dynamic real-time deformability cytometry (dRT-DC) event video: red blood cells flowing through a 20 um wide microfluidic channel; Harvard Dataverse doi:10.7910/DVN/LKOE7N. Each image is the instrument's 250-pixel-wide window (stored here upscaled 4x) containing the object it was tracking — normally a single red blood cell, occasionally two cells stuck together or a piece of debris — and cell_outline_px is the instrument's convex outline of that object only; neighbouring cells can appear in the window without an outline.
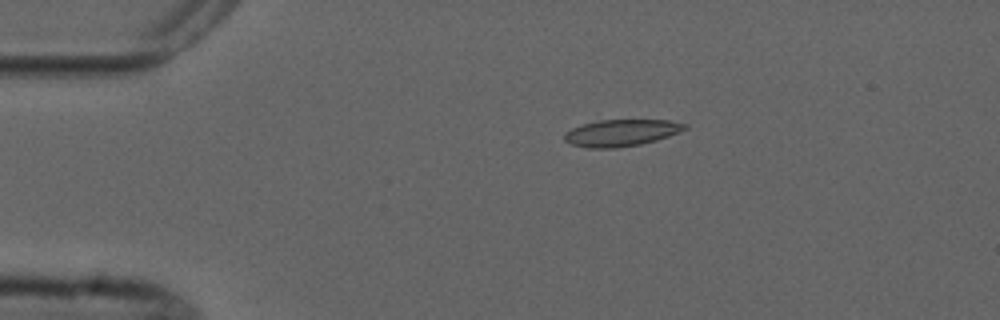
{"species": "common noctule bat (a hibernating species)", "species_latin": "Nyctalus noctula", "temperature_condition": "cold", "stored_images_in_passage": 8, "camera_frame_rate_fps": 3000, "um_per_image_px": 0.085, "animal": {"sex": "male", "forearm_length_mm": 52.5}, "frame": {"image": 1, "passage_image": 3, "time_ms": 2.333, "image_size_px": [1000, 320], "cell_outline_px": [[688, 128], [680, 132], [656, 140], [640, 144], [616, 148], [588, 148], [572, 144], [564, 140], [564, 132], [572, 128], [584, 124], [600, 120], [668, 120], [688, 124]], "centroid_in_image_um": [52.82, 11.29], "position_along_channel_um": 32.2, "area_um2": 18.73}}
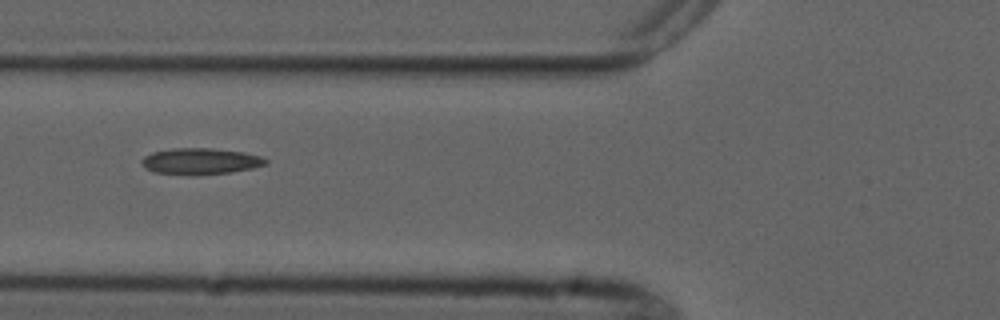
{"frame": {"image": 2, "passage_image": 6, "time_ms": 5.667, "image_size_px": [1000, 320], "cell_outline_px": [[268, 164], [252, 168], [232, 172], [152, 172], [144, 168], [140, 160], [144, 156], [152, 152], [172, 148], [212, 148], [244, 152], [260, 156], [268, 160]], "centroid_in_image_um": [17.05, 13.65], "position_along_channel_um": 108.7, "area_um2": 18.21}}
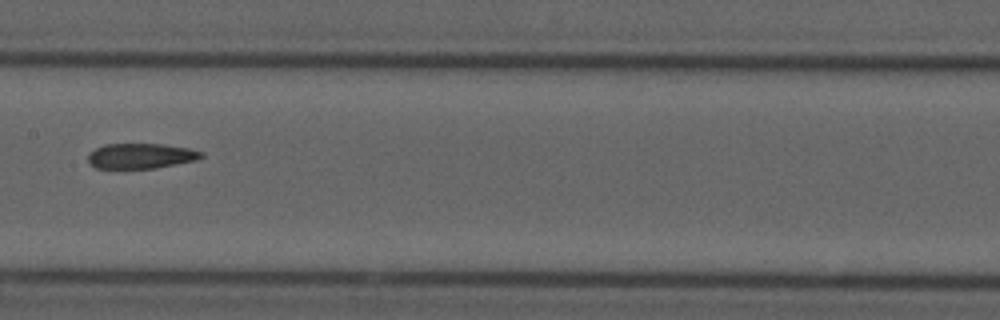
{"frame": {"image": 3, "passage_image": 8, "time_ms": 8.0, "image_size_px": [1000, 320], "cell_outline_px": [[204, 156], [196, 160], [156, 168], [96, 168], [88, 164], [88, 152], [104, 144], [164, 144], [188, 148], [204, 152]], "centroid_in_image_um": [11.95, 13.25], "position_along_channel_um": 195.4, "area_um2": 16.76}}